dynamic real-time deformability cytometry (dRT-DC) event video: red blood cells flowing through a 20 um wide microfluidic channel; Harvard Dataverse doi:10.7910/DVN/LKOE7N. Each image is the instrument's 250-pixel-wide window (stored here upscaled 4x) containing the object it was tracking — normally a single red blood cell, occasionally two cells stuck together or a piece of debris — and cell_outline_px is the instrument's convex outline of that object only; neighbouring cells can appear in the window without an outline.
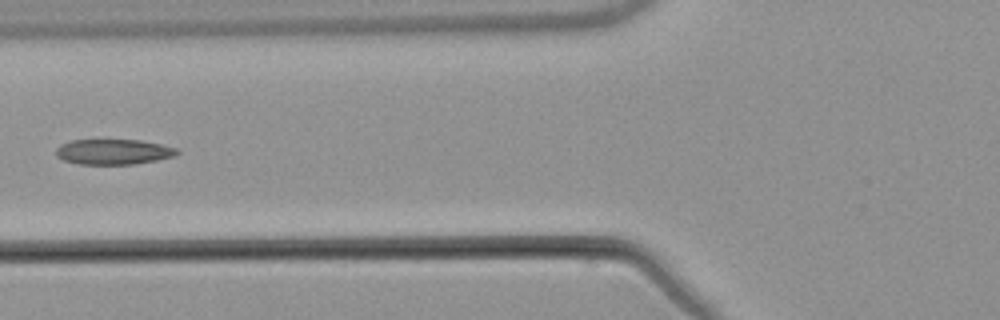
{"species": "common noctule bat (a hibernating species)", "species_latin": "Nyctalus noctula", "temperature_condition": "warm", "stored_images_in_passage": 8, "camera_frame_rate_fps": 3000, "um_per_image_px": 0.085, "animal": {"sex": "male", "body_mass_g": 21.5, "forearm_length_mm": 52.0}, "frame": {"image": 1, "passage_image": 7, "time_ms": 7.333, "image_size_px": [1000, 320], "cell_outline_px": [[180, 152], [176, 156], [156, 160], [132, 164], [76, 164], [64, 160], [56, 156], [56, 148], [60, 144], [72, 140], [140, 140], [160, 144], [176, 148]], "centroid_in_image_um": [9.63, 12.9], "position_along_channel_um": 116.2, "area_um2": 17.86}}
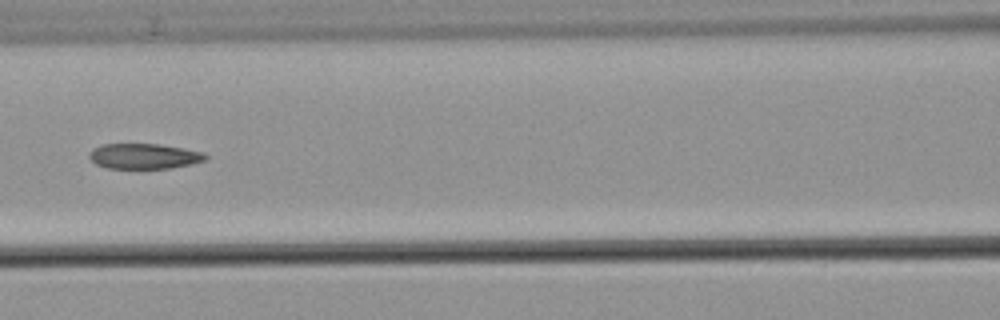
{"frame": {"image": 2, "passage_image": 8, "time_ms": 8.333, "image_size_px": [1000, 320], "cell_outline_px": [[208, 160], [192, 164], [168, 168], [108, 168], [96, 164], [88, 156], [92, 148], [100, 144], [160, 144], [184, 148], [204, 152], [208, 156]], "centroid_in_image_um": [12.27, 13.27], "position_along_channel_um": 154.3, "area_um2": 17.28}}